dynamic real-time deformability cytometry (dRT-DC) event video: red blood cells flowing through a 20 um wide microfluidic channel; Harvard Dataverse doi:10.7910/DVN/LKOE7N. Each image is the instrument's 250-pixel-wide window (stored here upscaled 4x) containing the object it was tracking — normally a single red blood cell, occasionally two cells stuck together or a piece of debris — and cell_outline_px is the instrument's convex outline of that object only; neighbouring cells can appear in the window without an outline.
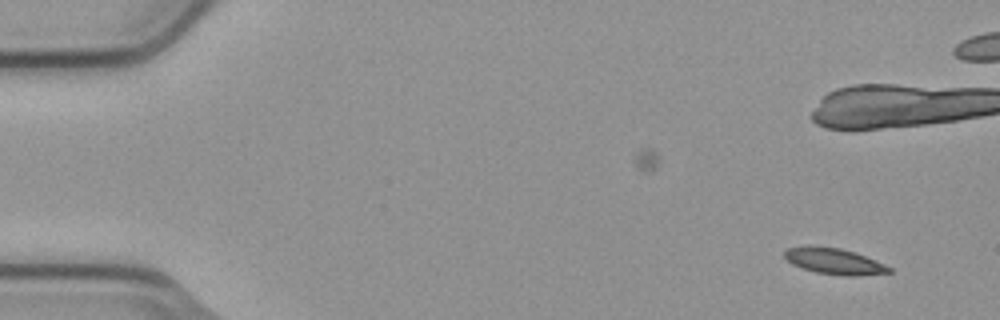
{"species": "common noctule bat (a hibernating species)", "species_latin": "Nyctalus noctula", "temperature_condition": "cold", "stored_images_in_passage": 10, "camera_frame_rate_fps": 3000, "um_per_image_px": 0.085, "animal": {"sex": "male", "body_mass_g": 23.1, "forearm_length_mm": 52.7}, "frame": {"image": 1, "passage_image": 1, "time_ms": 0.0, "image_size_px": [1000, 320], "cell_outline_px": [[892, 272], [856, 276], [844, 276], [816, 272], [792, 264], [784, 256], [784, 252], [788, 248], [840, 248], [856, 252], [892, 268]], "centroid_in_image_um": [70.98, 22.24], "position_along_channel_um": 14.0, "area_um2": 15.2}}
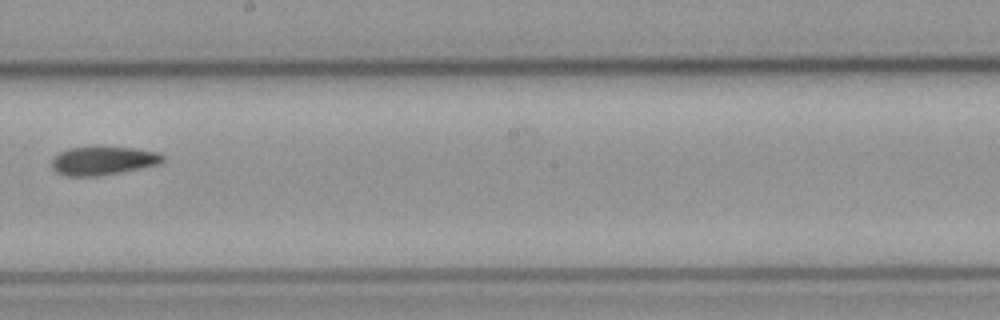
{"frame": {"image": 2, "passage_image": 10, "time_ms": 3.0, "image_size_px": [1000, 320], "cell_outline_px": [[164, 160], [160, 164], [120, 172], [96, 176], [68, 176], [56, 172], [52, 168], [52, 160], [60, 152], [68, 148], [136, 148], [160, 152], [164, 156]], "centroid_in_image_um": [8.79, 13.67], "position_along_channel_um": 239.4, "area_um2": 18.15}}